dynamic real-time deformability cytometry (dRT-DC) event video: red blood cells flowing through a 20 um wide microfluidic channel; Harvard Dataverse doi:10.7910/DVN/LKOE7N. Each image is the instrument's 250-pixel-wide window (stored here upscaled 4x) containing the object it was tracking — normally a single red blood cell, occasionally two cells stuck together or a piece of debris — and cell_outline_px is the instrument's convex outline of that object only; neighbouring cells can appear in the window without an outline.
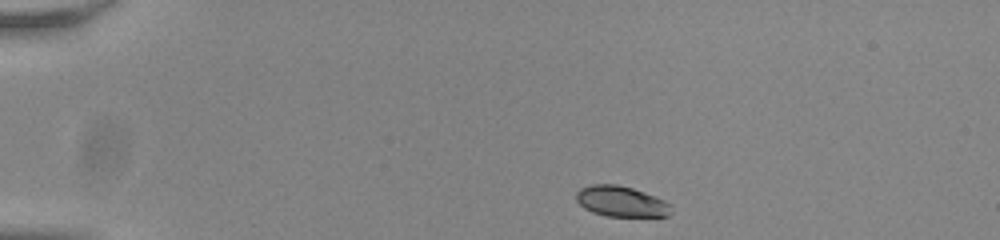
{"species": "common noctule bat (a hibernating species)", "species_latin": "Nyctalus noctula", "temperature_condition": "room temperature", "stored_images_in_passage": 45, "camera_frame_rate_fps": 3000, "um_per_image_px": 0.085, "animal": {"sex": "male", "body_mass_g": 20.0, "forearm_length_mm": 53.3}, "frame": {"image": 1, "passage_image": 1, "time_ms": 0.0, "image_size_px": [1000, 240], "cell_outline_px": [[672, 204], [668, 216], [608, 216], [592, 212], [584, 208], [576, 200], [576, 192], [580, 188], [592, 184], [616, 184], [632, 188], [656, 196]], "centroid_in_image_um": [52.79, 17.11], "position_along_channel_um": 32.2, "area_um2": 16.94}}
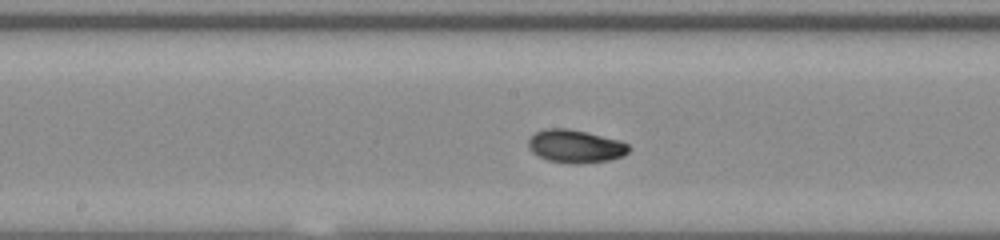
{"frame": {"image": 2, "passage_image": 20, "time_ms": 6.333, "image_size_px": [1000, 240], "cell_outline_px": [[632, 148], [624, 156], [608, 160], [580, 164], [572, 164], [548, 160], [532, 152], [528, 148], [528, 140], [536, 132], [544, 128], [568, 128], [620, 140], [628, 144]], "centroid_in_image_um": [48.93, 12.43], "position_along_channel_um": 199.3, "area_um2": 19.42}}
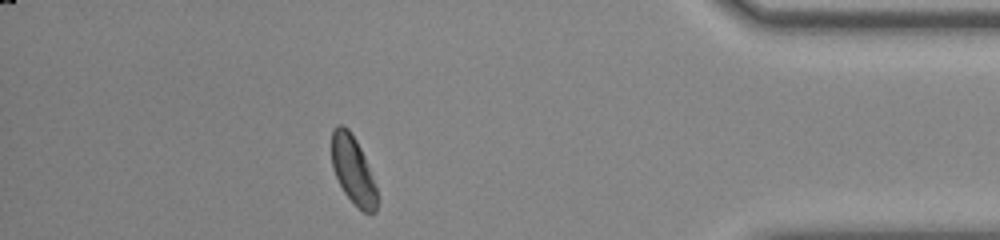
{"frame": {"image": 3, "passage_image": 39, "time_ms": 12.667, "image_size_px": [1000, 240], "cell_outline_px": [[376, 212], [364, 212], [344, 192], [332, 168], [332, 132], [340, 124], [348, 128], [356, 140], [364, 156], [376, 188]], "centroid_in_image_um": [29.99, 14.43], "position_along_channel_um": 405.2, "area_um2": 17.28}, "authors_computed_cell_mechanics": {"area_um2": 18.3804, "velocity_mm_per_s": 3.8042, "shape_relaxation_time_tau1_ms": 2.3152, "shape_relaxation_time_tau2_ms": 4.0603, "deformation_change_tau1": 0.1026, "deformation_change_tau2": 0.0585}}